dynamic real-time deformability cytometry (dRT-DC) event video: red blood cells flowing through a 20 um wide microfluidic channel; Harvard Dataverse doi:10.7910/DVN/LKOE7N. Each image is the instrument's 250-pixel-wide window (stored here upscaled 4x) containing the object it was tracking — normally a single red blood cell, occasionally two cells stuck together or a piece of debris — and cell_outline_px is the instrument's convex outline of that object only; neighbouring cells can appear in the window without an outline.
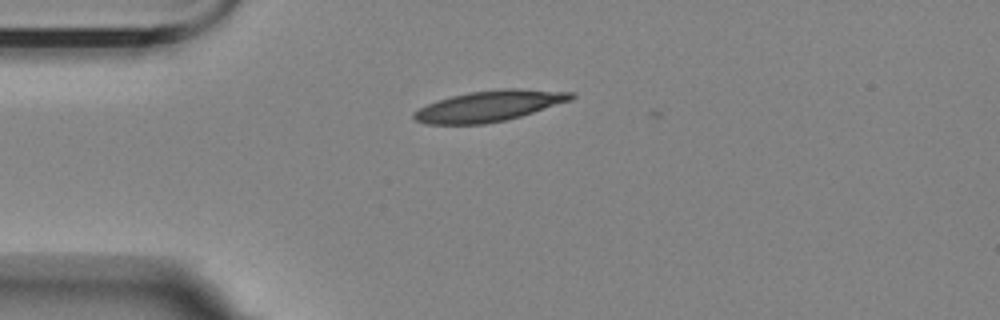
{"species": "Egyptian fruit bat (a non-hibernating species)", "species_latin": "Rousettus aegyptiacus", "temperature_condition": "room temperature", "stored_images_in_passage": 1, "camera_frame_rate_fps": 3000, "um_per_image_px": 0.085, "animal": {"sex": "female"}, "frame": {"image": 1, "passage_image": 1, "time_ms": 0.0, "image_size_px": [1000, 320], "cell_outline_px": [[576, 96], [572, 100], [520, 116], [504, 120], [484, 124], [424, 124], [416, 120], [412, 116], [412, 112], [436, 100], [468, 92], [504, 88], [520, 88], [576, 92]], "centroid_in_image_um": [41.6, 8.99], "position_along_channel_um": 43.4, "area_um2": 28.32}}